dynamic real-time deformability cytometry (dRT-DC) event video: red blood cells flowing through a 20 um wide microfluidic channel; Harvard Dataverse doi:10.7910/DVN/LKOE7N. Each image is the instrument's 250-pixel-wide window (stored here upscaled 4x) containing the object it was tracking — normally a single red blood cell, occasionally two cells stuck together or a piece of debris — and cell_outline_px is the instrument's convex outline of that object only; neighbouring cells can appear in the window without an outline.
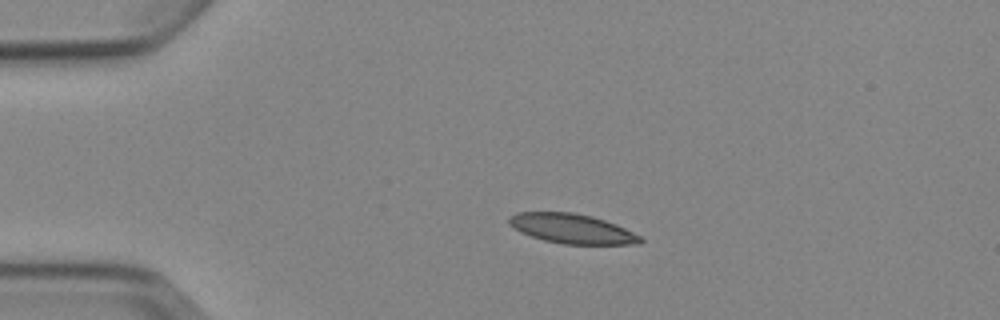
{"species": "Egyptian fruit bat (a non-hibernating species)", "species_latin": "Rousettus aegyptiacus", "temperature_condition": "cold", "stored_images_in_passage": 2, "camera_frame_rate_fps": 3000, "um_per_image_px": 0.085, "animal": {"sex": "female"}, "frame": {"image": 1, "passage_image": 1, "time_ms": 0.0, "image_size_px": [1000, 320], "cell_outline_px": [[644, 240], [640, 244], [564, 244], [544, 240], [520, 232], [508, 224], [508, 216], [516, 212], [572, 212], [592, 216], [616, 224], [640, 236]], "centroid_in_image_um": [48.59, 19.43], "position_along_channel_um": 36.4, "area_um2": 22.66}}